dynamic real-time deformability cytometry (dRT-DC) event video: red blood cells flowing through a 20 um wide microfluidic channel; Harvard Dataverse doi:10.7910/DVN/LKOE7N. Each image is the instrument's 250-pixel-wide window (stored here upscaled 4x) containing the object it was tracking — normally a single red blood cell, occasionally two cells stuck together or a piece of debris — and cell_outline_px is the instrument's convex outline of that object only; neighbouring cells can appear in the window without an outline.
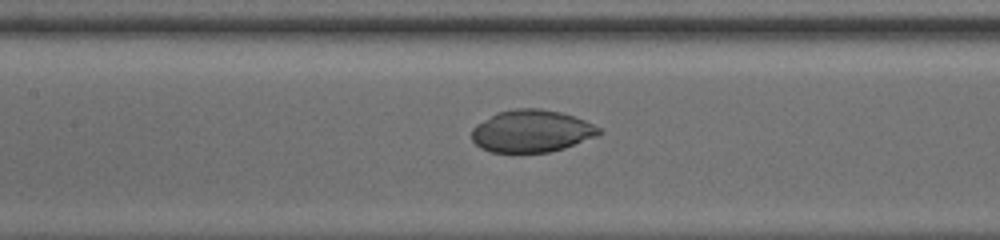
{"species": "common noctule bat (a hibernating species)", "species_latin": "Nyctalus noctula", "temperature_condition": "room temperature", "stored_images_in_passage": 40, "camera_frame_rate_fps": 3000, "um_per_image_px": 0.085, "animal": {"sex": "male", "body_mass_g": 13.0, "forearm_length_mm": 53.1}, "frame": {"image": 1, "passage_image": 14, "time_ms": 4.333, "image_size_px": [1000, 240], "cell_outline_px": [[604, 132], [596, 136], [564, 148], [548, 152], [492, 152], [480, 148], [472, 140], [472, 128], [476, 124], [496, 112], [516, 108], [540, 108], [560, 112], [584, 120], [600, 128]], "centroid_in_image_um": [45.16, 11.14], "position_along_channel_um": 162.2, "area_um2": 31.33}}
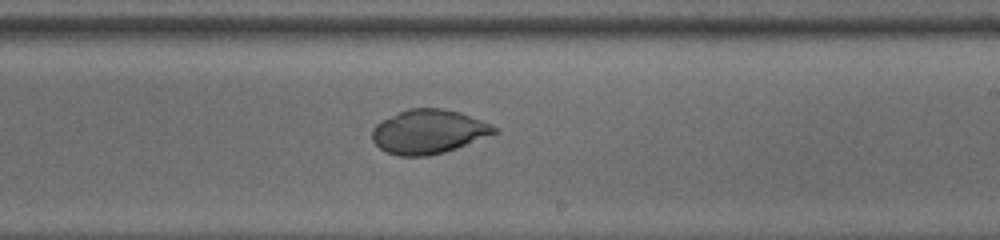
{"frame": {"image": 2, "passage_image": 21, "time_ms": 6.667, "image_size_px": [1000, 240], "cell_outline_px": [[500, 132], [456, 148], [444, 152], [428, 156], [400, 156], [388, 152], [380, 148], [372, 140], [372, 128], [380, 120], [408, 108], [440, 108], [460, 112], [492, 124], [500, 128]], "centroid_in_image_um": [36.45, 11.18], "position_along_channel_um": 252.6, "area_um2": 31.56}}
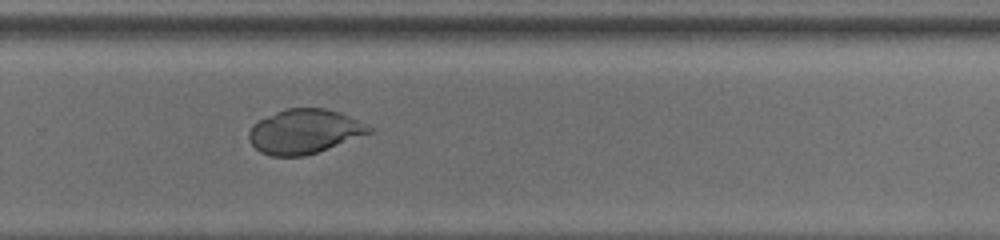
{"frame": {"image": 3, "passage_image": 25, "time_ms": 8.0, "image_size_px": [1000, 240], "cell_outline_px": [[372, 132], [316, 152], [304, 156], [272, 156], [260, 152], [252, 144], [248, 136], [248, 132], [252, 124], [284, 108], [324, 108], [340, 112], [372, 128]], "centroid_in_image_um": [25.82, 11.17], "position_along_channel_um": 304.0, "area_um2": 30.63}}